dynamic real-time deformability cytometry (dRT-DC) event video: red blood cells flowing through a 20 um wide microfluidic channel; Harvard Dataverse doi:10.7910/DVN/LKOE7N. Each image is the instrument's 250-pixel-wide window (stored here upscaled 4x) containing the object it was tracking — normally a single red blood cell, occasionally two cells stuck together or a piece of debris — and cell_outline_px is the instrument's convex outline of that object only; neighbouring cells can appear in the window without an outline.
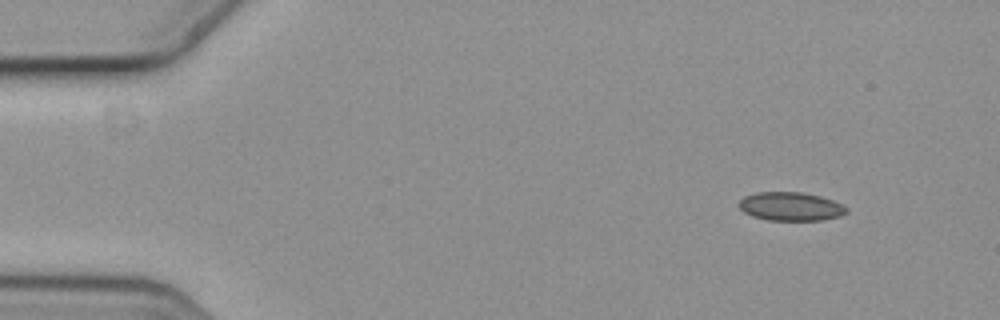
{"species": "common noctule bat (a hibernating species)", "species_latin": "Nyctalus noctula", "temperature_condition": "cold", "stored_images_in_passage": 3, "segment_of_instrument_passage": [2, 2], "camera_frame_rate_fps": 3000, "um_per_image_px": 0.085, "animal": {"sex": "female", "body_mass_g": 19.3, "forearm_length_mm": 54.1}, "frame": {"image": 1, "passage_image": 3, "time_ms": 0.667, "image_size_px": [1000, 320], "cell_outline_px": [[848, 212], [840, 216], [824, 220], [768, 220], [752, 216], [744, 212], [740, 208], [740, 200], [744, 196], [756, 192], [800, 192], [820, 196], [832, 200], [848, 208]], "centroid_in_image_um": [67.21, 17.55], "position_along_channel_um": 17.8, "area_um2": 17.86}}